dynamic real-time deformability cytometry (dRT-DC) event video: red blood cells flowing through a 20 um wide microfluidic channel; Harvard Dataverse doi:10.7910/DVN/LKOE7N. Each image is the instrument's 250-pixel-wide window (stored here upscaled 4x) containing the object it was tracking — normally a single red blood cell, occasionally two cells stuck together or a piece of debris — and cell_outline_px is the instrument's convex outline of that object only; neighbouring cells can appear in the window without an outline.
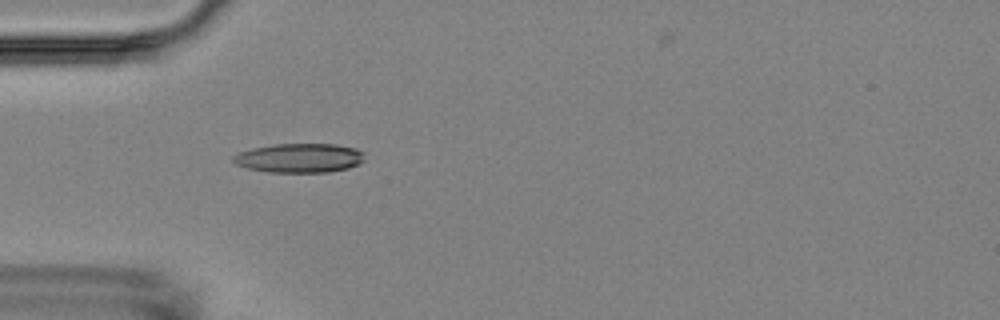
{"species": "Egyptian fruit bat (a non-hibernating species)", "species_latin": "Rousettus aegyptiacus", "temperature_condition": "room temperature", "stored_images_in_passage": 5, "camera_frame_rate_fps": 3000, "um_per_image_px": 0.085, "animal": {"sex": "female"}, "frame": {"image": 1, "passage_image": 4, "time_ms": 3.333, "image_size_px": [1000, 320], "cell_outline_px": [[364, 160], [360, 164], [348, 168], [328, 172], [268, 172], [248, 168], [236, 164], [232, 160], [232, 156], [236, 152], [252, 148], [276, 144], [336, 144], [356, 148], [364, 152]], "centroid_in_image_um": [25.46, 13.42], "position_along_channel_um": 59.5, "area_um2": 22.54}}